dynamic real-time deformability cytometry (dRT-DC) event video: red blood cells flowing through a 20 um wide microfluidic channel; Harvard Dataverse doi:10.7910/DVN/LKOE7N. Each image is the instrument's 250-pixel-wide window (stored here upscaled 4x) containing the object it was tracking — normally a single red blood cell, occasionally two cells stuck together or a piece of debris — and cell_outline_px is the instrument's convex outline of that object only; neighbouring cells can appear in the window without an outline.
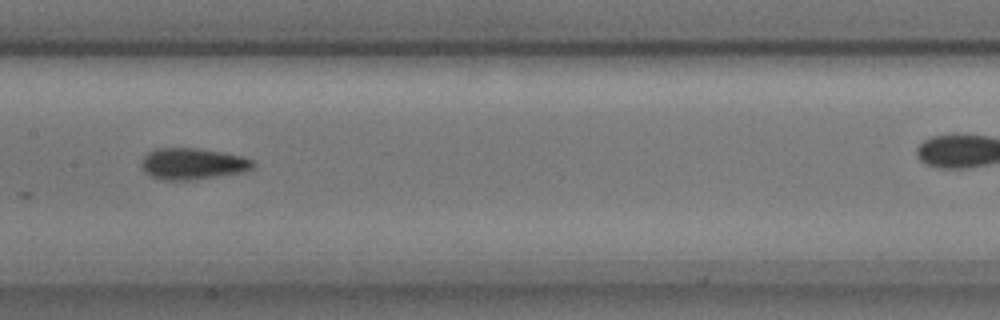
{"species": "common noctule bat (a hibernating species)", "species_latin": "Nyctalus noctula", "temperature_condition": "cold", "stored_images_in_passage": 8, "camera_frame_rate_fps": 3000, "um_per_image_px": 0.085, "animal": {"sex": "male", "body_mass_g": 17.9, "forearm_length_mm": 54.2}, "frame": {"image": 1, "passage_image": 6, "time_ms": 1.667, "image_size_px": [1000, 320], "cell_outline_px": [[256, 164], [252, 168], [244, 172], [188, 180], [164, 180], [152, 176], [144, 172], [140, 164], [144, 156], [148, 152], [156, 148], [196, 148], [224, 152], [244, 156], [252, 160]], "centroid_in_image_um": [16.38, 13.91], "position_along_channel_um": 191.0, "area_um2": 20.46}}
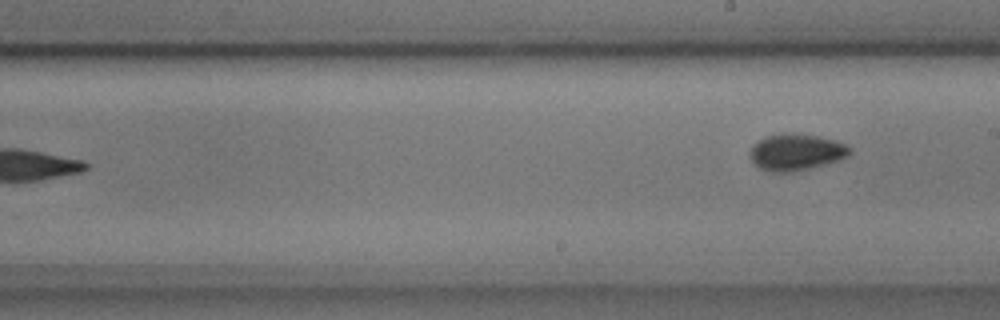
{"frame": {"image": 2, "passage_image": 8, "time_ms": 2.333, "image_size_px": [1000, 320], "cell_outline_px": [[852, 152], [848, 156], [840, 160], [792, 172], [772, 172], [760, 168], [748, 156], [752, 148], [764, 136], [816, 136], [836, 140], [852, 148]], "centroid_in_image_um": [67.71, 12.98], "position_along_channel_um": 221.3, "area_um2": 20.4}}